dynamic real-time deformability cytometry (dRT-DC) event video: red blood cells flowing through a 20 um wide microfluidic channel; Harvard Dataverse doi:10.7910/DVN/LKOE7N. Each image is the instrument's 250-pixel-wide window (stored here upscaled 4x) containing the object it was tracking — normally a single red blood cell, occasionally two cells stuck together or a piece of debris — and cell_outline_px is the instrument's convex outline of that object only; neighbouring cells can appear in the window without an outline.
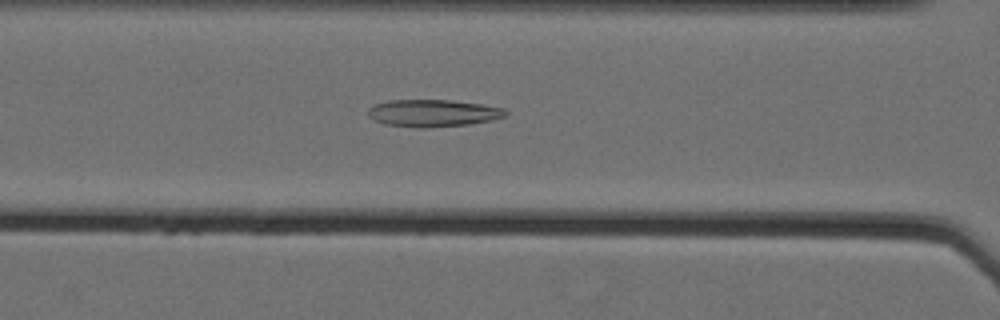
{"species": "Egyptian fruit bat (a non-hibernating species)", "species_latin": "Rousettus aegyptiacus", "temperature_condition": "cold", "stored_images_in_passage": 43, "camera_frame_rate_fps": 3000, "um_per_image_px": 0.085, "animal": {"sex": "female"}, "frame": {"image": 1, "passage_image": 12, "time_ms": 3.667, "image_size_px": [1000, 320], "cell_outline_px": [[508, 112], [504, 116], [492, 120], [468, 124], [428, 128], [416, 128], [384, 124], [372, 120], [368, 116], [368, 108], [376, 104], [388, 100], [452, 100], [480, 104], [504, 108]], "centroid_in_image_um": [36.76, 9.62], "position_along_channel_um": 129.8, "area_um2": 21.91}}
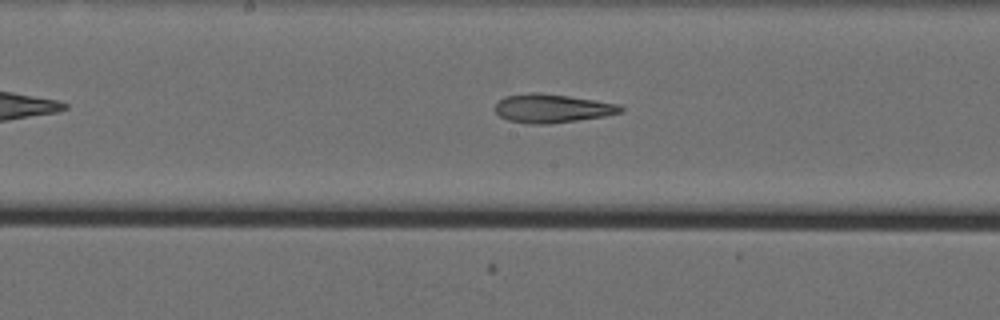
{"frame": {"image": 2, "passage_image": 18, "time_ms": 5.667, "image_size_px": [1000, 320], "cell_outline_px": [[624, 108], [620, 112], [604, 116], [548, 124], [532, 124], [508, 120], [500, 116], [496, 112], [496, 104], [504, 96], [532, 92], [536, 92], [568, 96], [620, 104]], "centroid_in_image_um": [46.92, 9.21], "position_along_channel_um": 201.3, "area_um2": 20.69}}
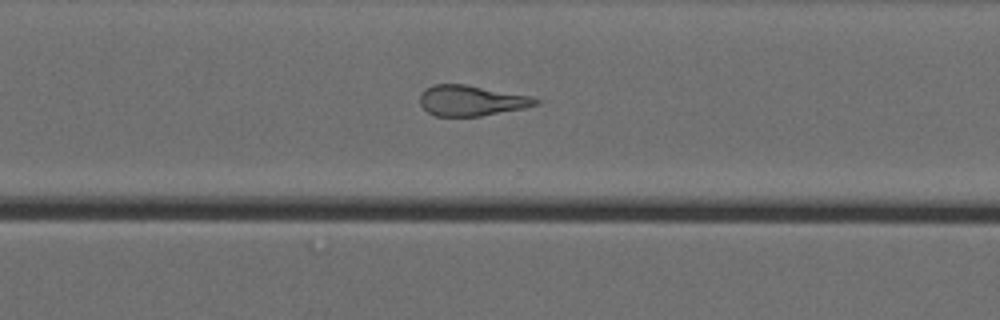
{"frame": {"image": 3, "passage_image": 29, "time_ms": 9.333, "image_size_px": [1000, 320], "cell_outline_px": [[540, 100], [536, 104], [524, 108], [480, 116], [436, 116], [428, 112], [420, 104], [420, 92], [424, 88], [432, 84], [464, 84], [532, 96]], "centroid_in_image_um": [40.02, 8.54], "position_along_channel_um": 330.6, "area_um2": 20.58}, "authors_computed_cell_mechanics": {"area_um2": 21.9062, "velocity_mm_per_s": 3.549, "shape_relaxation_time_tau1_ms": null, "shape_relaxation_time_tau2_ms": 3.2687, "deformation_change_tau1": null, "deformation_change_tau2": 0.1388}}